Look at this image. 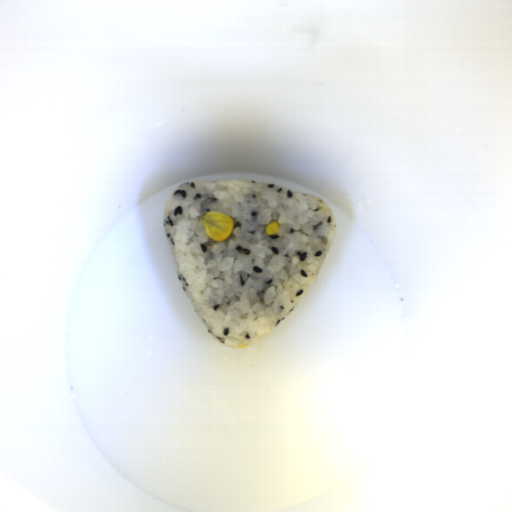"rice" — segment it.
<instances>
[{"label": "rice", "mask_w": 512, "mask_h": 512, "mask_svg": "<svg viewBox=\"0 0 512 512\" xmlns=\"http://www.w3.org/2000/svg\"><path fill=\"white\" fill-rule=\"evenodd\" d=\"M216 211L233 219L227 240L202 224ZM279 224L269 236L265 227ZM181 287L199 320L229 348H250L280 325L314 285L335 238L324 199L264 181H185L163 213Z\"/></svg>", "instance_id": "obj_1"}]
</instances>
